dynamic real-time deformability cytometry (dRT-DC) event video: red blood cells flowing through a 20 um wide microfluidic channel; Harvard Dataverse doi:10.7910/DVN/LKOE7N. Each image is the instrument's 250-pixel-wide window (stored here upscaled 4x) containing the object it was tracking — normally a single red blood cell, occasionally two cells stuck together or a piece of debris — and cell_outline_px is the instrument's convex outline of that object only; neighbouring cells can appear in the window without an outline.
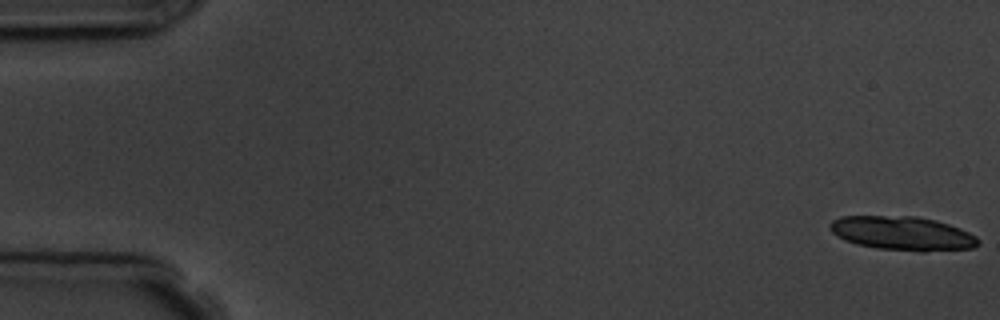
{"species": "common noctule bat (a hibernating species)", "species_latin": "Nyctalus noctula", "temperature_condition": "room temperature", "stored_images_in_passage": 6, "segment_of_instrument_passage": [1, 2], "camera_frame_rate_fps": 3000, "um_per_image_px": 0.085, "animal": {"sex": "male", "body_mass_g": 19.5, "forearm_length_mm": 54.6}, "frame": {"image": 1, "passage_image": 1, "time_ms": 0.0, "image_size_px": [1000, 320], "cell_outline_px": [[980, 244], [972, 248], [924, 252], [920, 252], [876, 248], [856, 244], [844, 240], [832, 232], [828, 224], [832, 220], [840, 216], [916, 216], [936, 220], [960, 228], [976, 236], [980, 240]], "centroid_in_image_um": [76.71, 19.84], "position_along_channel_um": 8.3, "area_um2": 29.59}}